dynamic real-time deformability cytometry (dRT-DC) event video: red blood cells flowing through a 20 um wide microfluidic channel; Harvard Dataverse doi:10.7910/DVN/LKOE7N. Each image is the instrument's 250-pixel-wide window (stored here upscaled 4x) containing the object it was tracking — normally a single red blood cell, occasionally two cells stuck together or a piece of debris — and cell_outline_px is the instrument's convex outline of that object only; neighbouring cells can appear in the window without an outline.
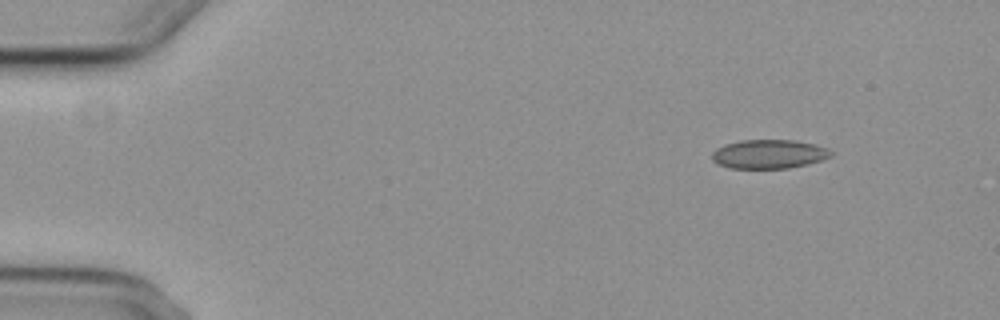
{"species": "common noctule bat (a hibernating species)", "species_latin": "Nyctalus noctula", "temperature_condition": "cold", "stored_images_in_passage": 4, "camera_frame_rate_fps": 3000, "um_per_image_px": 0.085, "animal": {"sex": "female", "body_mass_g": 29.2, "forearm_length_mm": 56.3}, "frame": {"image": 1, "passage_image": 1, "time_ms": 0.0, "image_size_px": [1000, 320], "cell_outline_px": [[832, 156], [808, 164], [788, 168], [732, 168], [720, 164], [712, 160], [712, 152], [716, 148], [724, 144], [740, 140], [796, 140], [816, 144], [828, 148], [832, 152]], "centroid_in_image_um": [65.37, 13.08], "position_along_channel_um": 19.6, "area_um2": 20.11}}
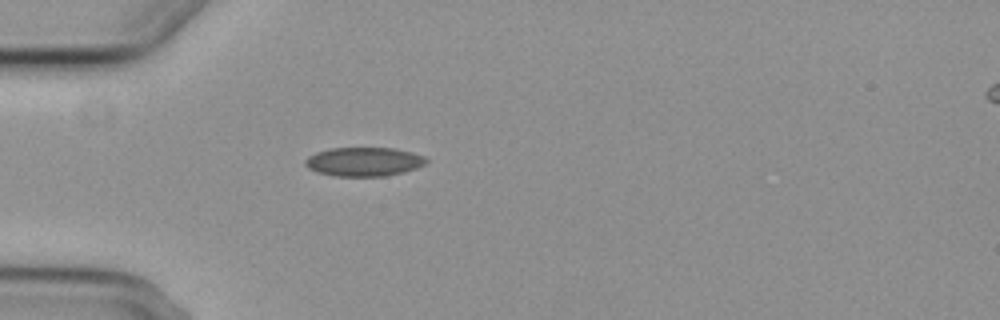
{"frame": {"image": 2, "passage_image": 4, "time_ms": 3.333, "image_size_px": [1000, 320], "cell_outline_px": [[428, 164], [416, 168], [384, 176], [336, 176], [316, 172], [308, 168], [304, 164], [304, 160], [308, 156], [316, 152], [332, 148], [392, 148], [412, 152], [424, 156], [428, 160]], "centroid_in_image_um": [30.92, 13.74], "position_along_channel_um": 54.1, "area_um2": 20.4}}